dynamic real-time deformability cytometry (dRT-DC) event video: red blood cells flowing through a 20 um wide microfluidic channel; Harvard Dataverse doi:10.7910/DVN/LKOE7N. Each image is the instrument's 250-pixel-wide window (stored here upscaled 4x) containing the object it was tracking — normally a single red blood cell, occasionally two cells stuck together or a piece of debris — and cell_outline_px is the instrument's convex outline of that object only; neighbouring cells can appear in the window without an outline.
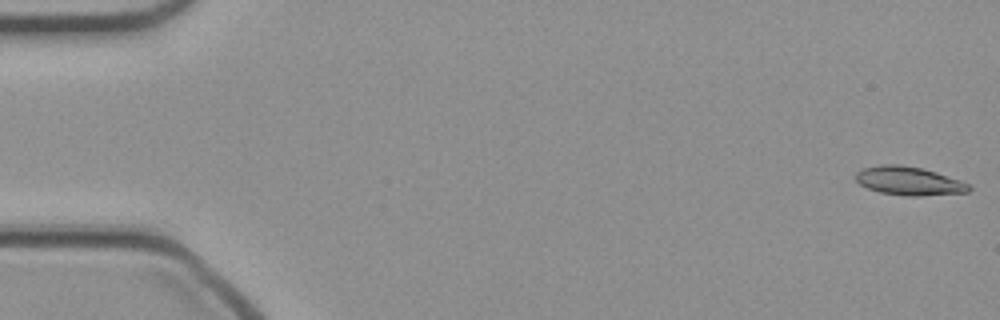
{"species": "common noctule bat (a hibernating species)", "species_latin": "Nyctalus noctula", "temperature_condition": "cold", "stored_images_in_passage": 48, "camera_frame_rate_fps": 3000, "um_per_image_px": 0.085, "animal": {"sex": "female", "body_mass_g": 21.9}, "frame": {"image": 1, "passage_image": 1, "time_ms": 0.0, "image_size_px": [1000, 320], "cell_outline_px": [[972, 188], [968, 192], [920, 196], [908, 196], [880, 192], [868, 188], [860, 184], [856, 180], [856, 172], [864, 168], [880, 164], [900, 164], [920, 168], [936, 172], [960, 180], [968, 184]], "centroid_in_image_um": [77.26, 15.38], "position_along_channel_um": 7.7, "area_um2": 18.73}}
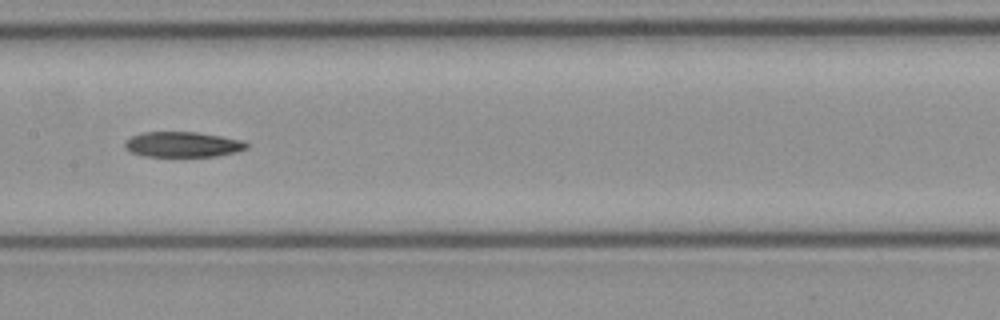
{"frame": {"image": 2, "passage_image": 24, "time_ms": 7.667, "image_size_px": [1000, 320], "cell_outline_px": [[248, 148], [236, 152], [216, 156], [144, 156], [132, 152], [124, 148], [124, 140], [132, 136], [144, 132], [196, 132], [244, 140], [248, 144]], "centroid_in_image_um": [15.53, 12.27], "position_along_channel_um": 191.9, "area_um2": 17.98}}
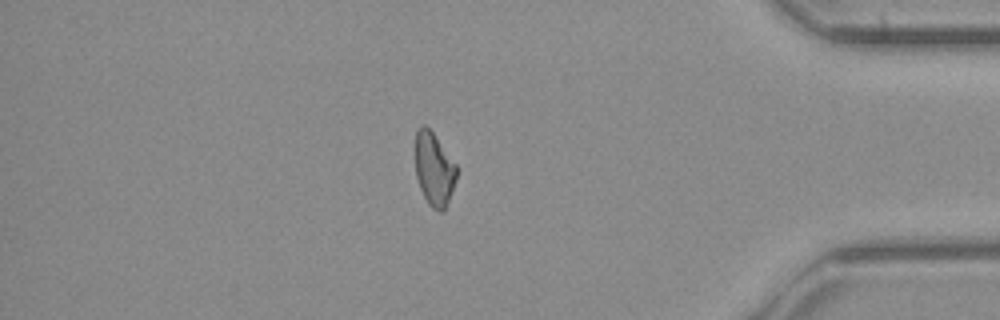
{"frame": {"image": 3, "passage_image": 41, "time_ms": 13.333, "image_size_px": [1000, 320], "cell_outline_px": [[456, 180], [444, 212], [440, 212], [432, 208], [428, 204], [420, 188], [416, 176], [416, 128], [424, 124], [432, 132], [456, 164]], "centroid_in_image_um": [36.89, 14.4], "position_along_channel_um": 398.3, "area_um2": 17.46}}